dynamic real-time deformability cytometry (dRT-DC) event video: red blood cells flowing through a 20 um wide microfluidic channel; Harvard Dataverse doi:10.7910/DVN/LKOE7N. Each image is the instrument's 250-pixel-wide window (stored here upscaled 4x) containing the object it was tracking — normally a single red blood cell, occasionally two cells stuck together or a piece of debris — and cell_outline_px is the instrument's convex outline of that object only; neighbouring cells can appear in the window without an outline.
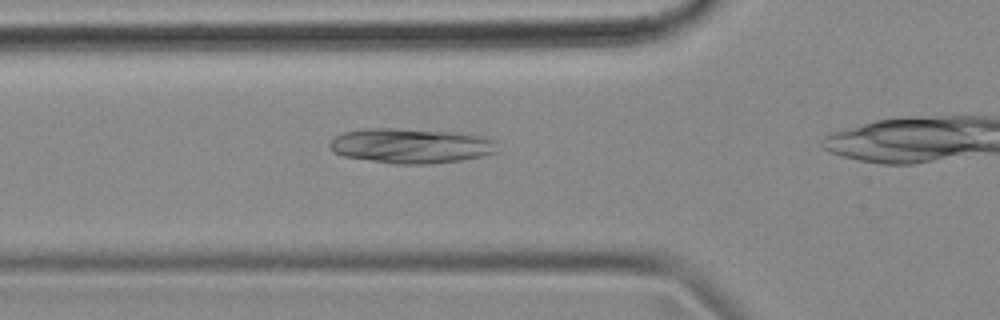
{"species": "common noctule bat (a hibernating species)", "species_latin": "Nyctalus noctula", "temperature_condition": "cold", "stored_images_in_passage": 31, "camera_frame_rate_fps": 3000, "um_per_image_px": 0.085, "animal": {"sex": "female", "body_mass_g": 18.4}, "frame": {"image": 1, "passage_image": 6, "time_ms": 1.667, "image_size_px": [1000, 320], "cell_outline_px": [[500, 140], [496, 152], [480, 156], [460, 160], [428, 164], [396, 164], [344, 156], [332, 152], [328, 148], [328, 144], [336, 136], [344, 132], [364, 128], [392, 128], [460, 132], [488, 136]], "centroid_in_image_um": [34.99, 12.37], "position_along_channel_um": 90.8, "area_um2": 34.56}}
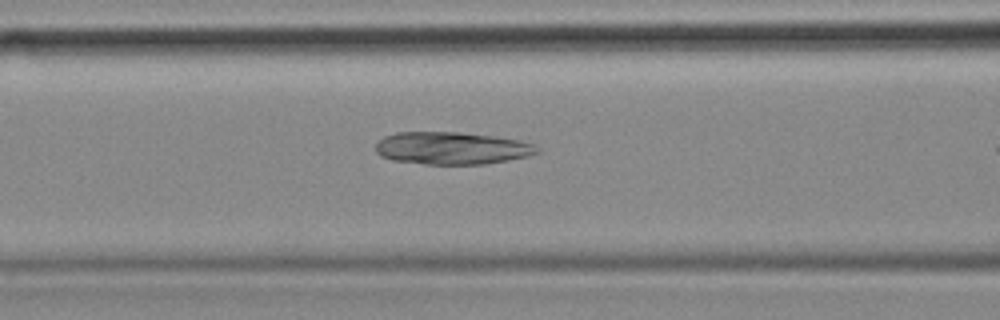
{"frame": {"image": 2, "passage_image": 9, "time_ms": 2.667, "image_size_px": [1000, 320], "cell_outline_px": [[540, 152], [528, 156], [508, 160], [484, 164], [424, 164], [392, 160], [380, 156], [376, 152], [376, 144], [384, 136], [396, 132], [460, 132], [492, 136], [520, 140], [532, 144], [540, 148]], "centroid_in_image_um": [38.4, 12.59], "position_along_channel_um": 128.2, "area_um2": 30.58}}
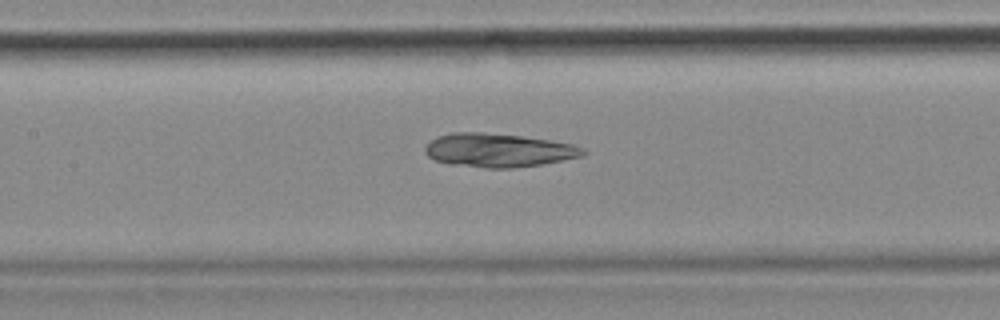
{"frame": {"image": 3, "passage_image": 12, "time_ms": 3.667, "image_size_px": [1000, 320], "cell_outline_px": [[588, 152], [584, 156], [540, 164], [512, 168], [488, 168], [452, 164], [436, 160], [428, 156], [424, 152], [424, 148], [436, 136], [452, 132], [484, 132], [520, 136], [548, 140], [572, 144], [584, 148]], "centroid_in_image_um": [42.37, 12.76], "position_along_channel_um": 165.0, "area_um2": 30.81}}